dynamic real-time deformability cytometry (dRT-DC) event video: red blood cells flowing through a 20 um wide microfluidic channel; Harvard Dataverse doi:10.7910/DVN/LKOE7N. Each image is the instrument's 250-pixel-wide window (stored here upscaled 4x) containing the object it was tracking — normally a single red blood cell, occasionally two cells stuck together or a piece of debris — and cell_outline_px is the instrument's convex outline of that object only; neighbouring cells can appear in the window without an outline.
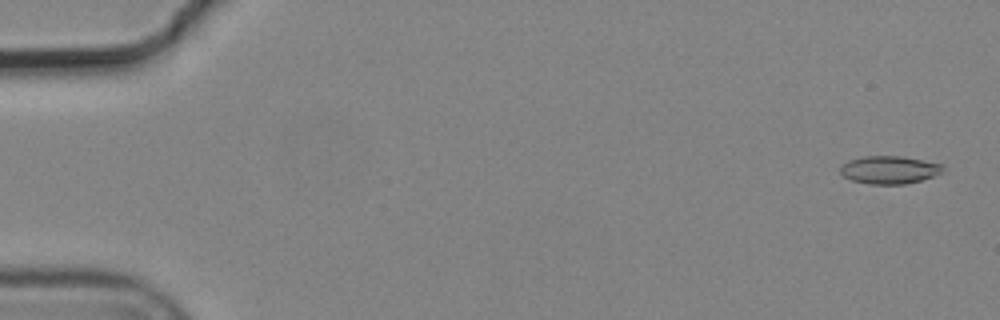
{"species": "common noctule bat (a hibernating species)", "species_latin": "Nyctalus noctula", "temperature_condition": "cold", "stored_images_in_passage": 9, "camera_frame_rate_fps": 3000, "um_per_image_px": 0.085, "animal": {"sex": "male", "body_mass_g": 19.2, "forearm_length_mm": 51.8}, "frame": {"image": 1, "passage_image": 1, "time_ms": 0.0, "image_size_px": [1000, 320], "cell_outline_px": [[944, 168], [940, 172], [932, 176], [920, 180], [904, 184], [868, 184], [852, 180], [844, 176], [840, 172], [840, 164], [848, 160], [864, 156], [904, 156], [944, 164]], "centroid_in_image_um": [75.56, 14.42], "position_along_channel_um": 9.4, "area_um2": 16.7}}
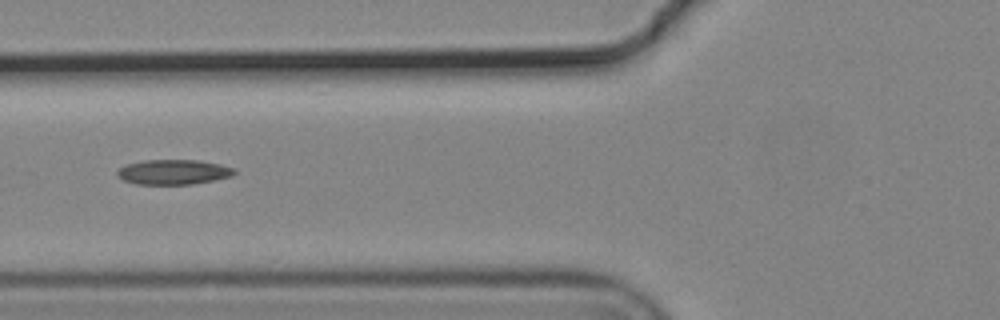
{"frame": {"image": 2, "passage_image": 6, "time_ms": 1.667, "image_size_px": [1000, 320], "cell_outline_px": [[236, 172], [232, 176], [192, 184], [136, 184], [124, 180], [116, 176], [116, 172], [124, 164], [144, 160], [200, 160], [220, 164], [236, 168]], "centroid_in_image_um": [14.73, 14.61], "position_along_channel_um": 111.1, "area_um2": 17.11}}
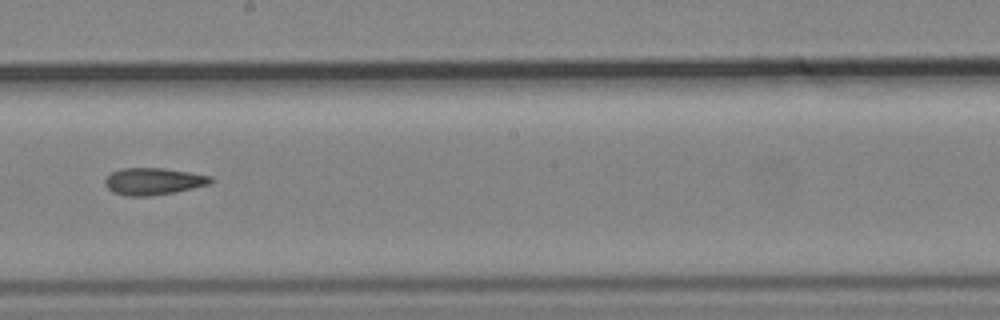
{"frame": {"image": 3, "passage_image": 9, "time_ms": 2.667, "image_size_px": [1000, 320], "cell_outline_px": [[212, 184], [152, 196], [128, 196], [112, 192], [104, 184], [104, 180], [112, 172], [120, 168], [164, 168], [212, 176]], "centroid_in_image_um": [13.02, 15.41], "position_along_channel_um": 235.2, "area_um2": 16.59}}